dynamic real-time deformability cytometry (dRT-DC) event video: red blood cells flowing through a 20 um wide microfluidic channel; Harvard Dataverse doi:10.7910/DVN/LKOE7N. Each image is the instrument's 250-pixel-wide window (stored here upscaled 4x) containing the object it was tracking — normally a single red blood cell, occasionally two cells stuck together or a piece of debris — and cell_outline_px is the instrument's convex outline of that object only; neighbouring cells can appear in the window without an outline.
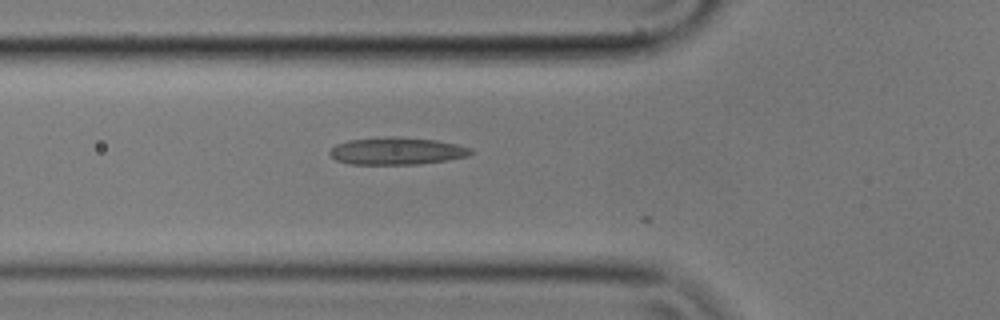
{"species": "common noctule bat (a hibernating species)", "species_latin": "Nyctalus noctula", "temperature_condition": "cold", "stored_images_in_passage": 6, "camera_frame_rate_fps": 3000, "um_per_image_px": 0.085, "animal": {"sex": "male", "body_mass_g": 17.9}, "frame": {"image": 1, "passage_image": 3, "time_ms": 0.667, "image_size_px": [1000, 320], "cell_outline_px": [[476, 152], [468, 156], [420, 164], [348, 164], [336, 160], [328, 152], [336, 144], [348, 140], [388, 136], [396, 136], [436, 140], [456, 144], [472, 148]], "centroid_in_image_um": [33.74, 12.83], "position_along_channel_um": 92.1, "area_um2": 22.54}}